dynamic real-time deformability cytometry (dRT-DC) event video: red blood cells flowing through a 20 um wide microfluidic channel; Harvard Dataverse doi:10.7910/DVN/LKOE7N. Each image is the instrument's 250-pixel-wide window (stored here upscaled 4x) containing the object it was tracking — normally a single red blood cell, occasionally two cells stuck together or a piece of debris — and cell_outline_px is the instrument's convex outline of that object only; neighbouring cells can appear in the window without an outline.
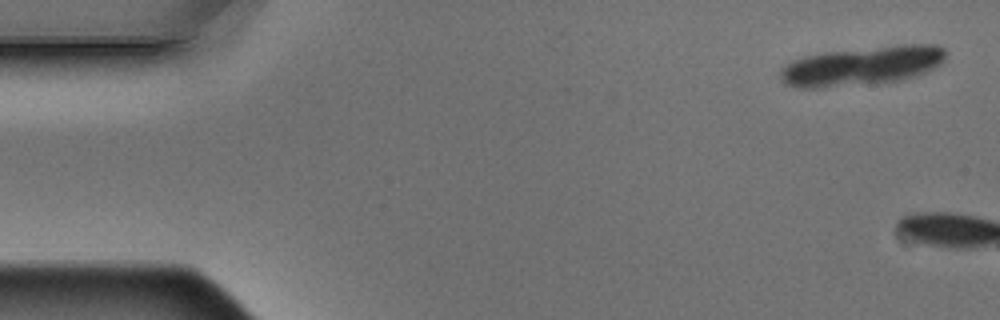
{"species": "Egyptian fruit bat (a non-hibernating species)", "species_latin": "Rousettus aegyptiacus", "temperature_condition": "warm", "stored_images_in_passage": 4, "camera_frame_rate_fps": 3000, "um_per_image_px": 0.085, "animal": {"sex": "male"}, "frame": {"image": 1, "passage_image": 1, "time_ms": 0.0, "image_size_px": [1000, 320], "cell_outline_px": [[944, 60], [940, 64], [916, 76], [904, 80], [820, 88], [796, 88], [784, 84], [780, 76], [780, 72], [784, 64], [792, 60], [804, 56], [824, 52], [904, 44], [936, 44], [944, 48]], "centroid_in_image_um": [73.23, 5.6], "position_along_channel_um": 11.8, "area_um2": 37.74}}